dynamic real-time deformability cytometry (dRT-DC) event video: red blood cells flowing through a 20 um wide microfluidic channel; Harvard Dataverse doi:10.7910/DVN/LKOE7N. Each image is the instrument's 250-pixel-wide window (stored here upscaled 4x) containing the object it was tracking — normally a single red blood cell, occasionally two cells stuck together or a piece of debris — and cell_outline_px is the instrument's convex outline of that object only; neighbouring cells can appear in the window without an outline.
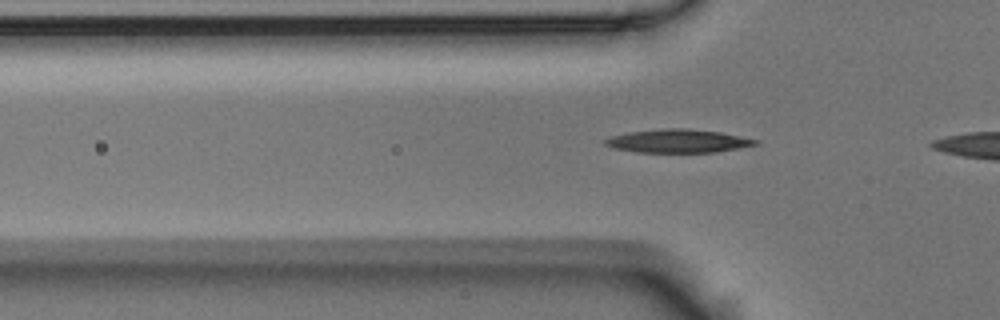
{"species": "Egyptian fruit bat (a non-hibernating species)", "species_latin": "Rousettus aegyptiacus", "temperature_condition": "room temperature", "stored_images_in_passage": 6, "segment_of_instrument_passage": [2, 2], "camera_frame_rate_fps": 3000, "um_per_image_px": 0.085, "animal": {"sex": "male"}, "frame": {"image": 1, "passage_image": 6, "time_ms": 1.667, "image_size_px": [1000, 320], "cell_outline_px": [[760, 144], [716, 152], [636, 152], [616, 148], [604, 144], [604, 140], [612, 136], [628, 132], [664, 128], [688, 128], [720, 132], [760, 140]], "centroid_in_image_um": [57.67, 11.98], "position_along_channel_um": 68.1, "area_um2": 20.4}}